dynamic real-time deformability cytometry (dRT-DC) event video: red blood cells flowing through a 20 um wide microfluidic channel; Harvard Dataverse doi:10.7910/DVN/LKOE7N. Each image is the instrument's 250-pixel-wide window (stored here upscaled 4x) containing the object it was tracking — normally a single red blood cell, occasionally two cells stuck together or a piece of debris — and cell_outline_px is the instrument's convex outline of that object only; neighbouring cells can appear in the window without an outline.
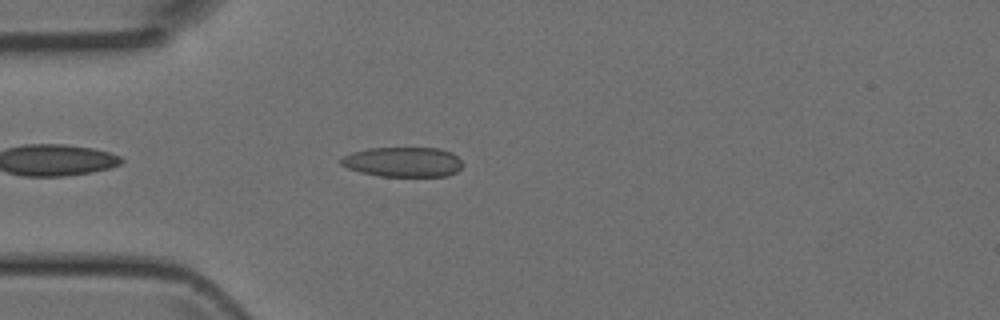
{"species": "Egyptian fruit bat (a non-hibernating species)", "species_latin": "Rousettus aegyptiacus", "temperature_condition": "room temperature", "stored_images_in_passage": 39, "camera_frame_rate_fps": 3000, "um_per_image_px": 0.085, "animal": {"sex": "female"}, "frame": {"image": 1, "passage_image": 4, "time_ms": 1.0, "image_size_px": [1000, 320], "cell_outline_px": [[464, 164], [456, 172], [448, 176], [380, 176], [360, 172], [348, 168], [340, 164], [340, 156], [352, 152], [368, 148], [440, 148], [452, 152]], "centroid_in_image_um": [34.24, 13.76], "position_along_channel_um": 50.8, "area_um2": 21.33}}
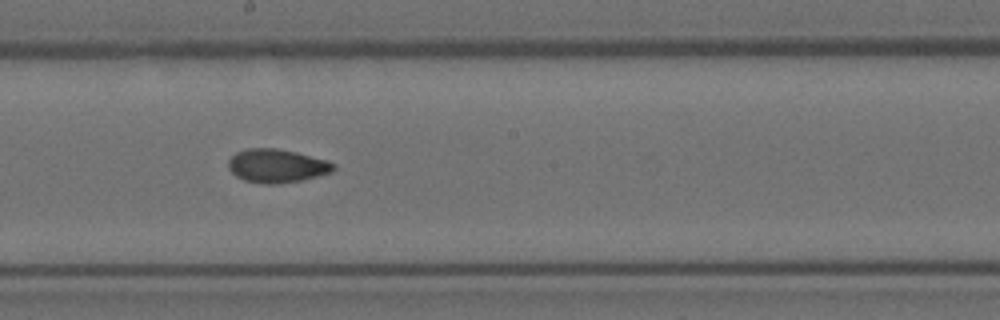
{"frame": {"image": 2, "passage_image": 17, "time_ms": 5.333, "image_size_px": [1000, 320], "cell_outline_px": [[336, 168], [332, 172], [300, 180], [276, 184], [264, 184], [244, 180], [236, 176], [228, 168], [228, 160], [236, 152], [248, 148], [276, 148], [296, 152], [328, 160], [336, 164]], "centroid_in_image_um": [23.53, 14.09], "position_along_channel_um": 224.7, "area_um2": 20.58}}
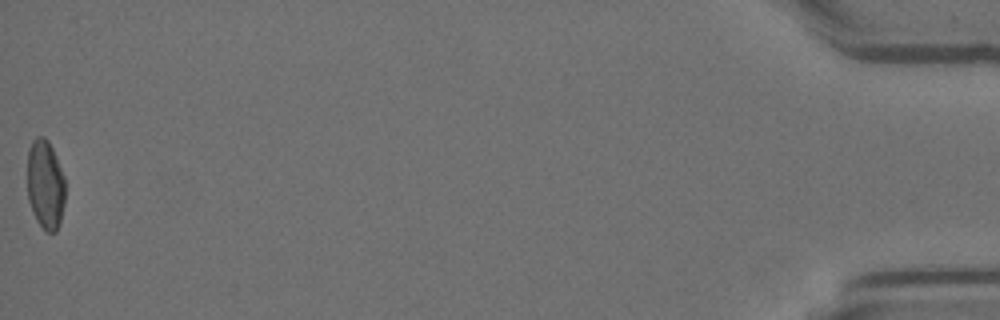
{"frame": {"image": 3, "passage_image": 39, "time_ms": 12.667, "image_size_px": [1000, 320], "cell_outline_px": [[64, 204], [60, 224], [56, 232], [48, 232], [36, 220], [32, 212], [28, 200], [28, 148], [32, 140], [36, 136], [44, 136], [48, 140], [56, 156], [64, 176]], "centroid_in_image_um": [3.85, 15.67], "position_along_channel_um": 431.4, "area_um2": 19.83}}